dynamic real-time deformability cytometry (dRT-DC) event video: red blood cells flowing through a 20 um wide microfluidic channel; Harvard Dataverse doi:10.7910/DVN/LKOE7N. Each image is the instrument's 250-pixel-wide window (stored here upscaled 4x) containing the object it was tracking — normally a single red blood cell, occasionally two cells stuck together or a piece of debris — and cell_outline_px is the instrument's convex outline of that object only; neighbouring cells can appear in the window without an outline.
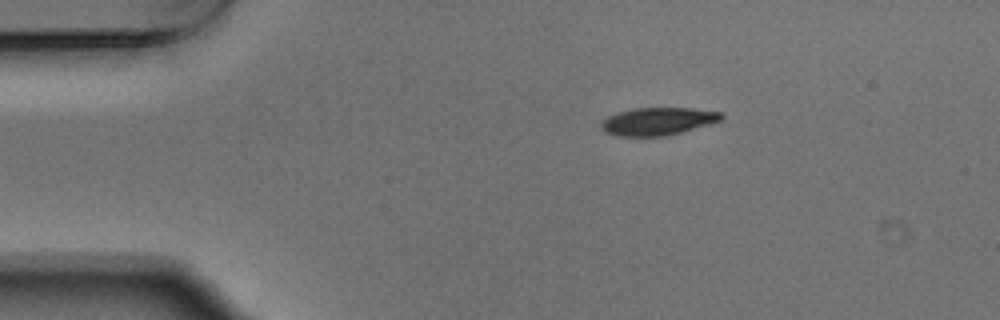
{"species": "Egyptian fruit bat (a non-hibernating species)", "species_latin": "Rousettus aegyptiacus", "temperature_condition": "warm", "stored_images_in_passage": 45, "camera_frame_rate_fps": 3000, "um_per_image_px": 0.085, "animal": {"sex": "male"}, "frame": {"image": 1, "passage_image": 1, "time_ms": 0.0, "image_size_px": [1000, 320], "cell_outline_px": [[724, 116], [720, 120], [708, 124], [680, 132], [664, 136], [616, 136], [604, 132], [600, 128], [600, 120], [616, 112], [632, 108], [692, 108], [720, 112]], "centroid_in_image_um": [55.82, 10.31], "position_along_channel_um": 29.2, "area_um2": 19.42}}
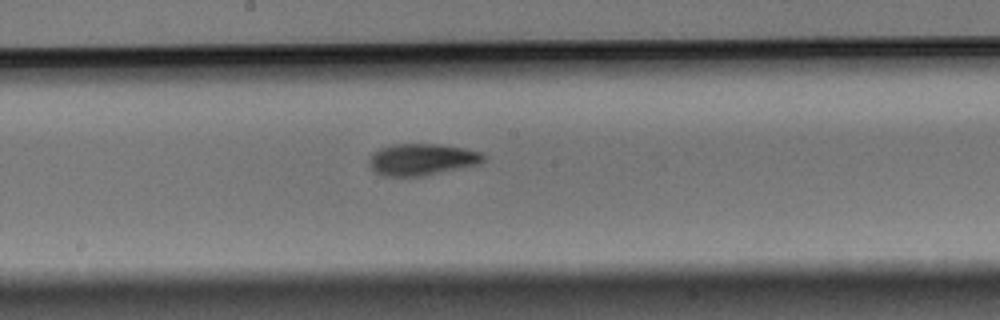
{"frame": {"image": 2, "passage_image": 20, "time_ms": 6.333, "image_size_px": [1000, 320], "cell_outline_px": [[484, 160], [480, 164], [424, 176], [380, 176], [368, 164], [368, 160], [380, 148], [392, 144], [436, 144], [464, 148], [480, 152], [484, 156]], "centroid_in_image_um": [35.86, 13.56], "position_along_channel_um": 212.3, "area_um2": 21.04}}
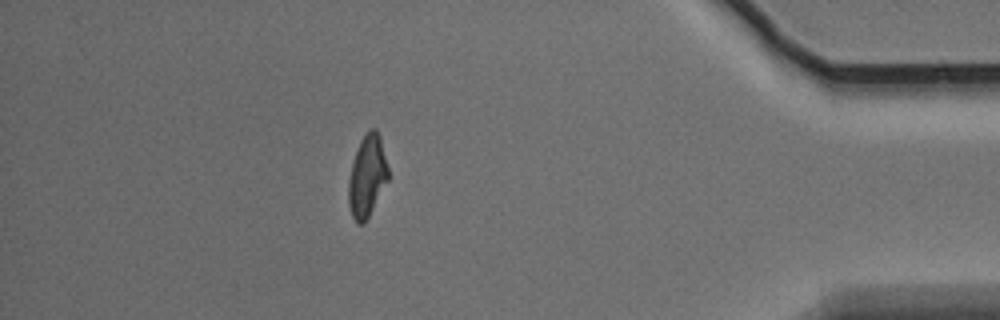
{"frame": {"image": 3, "passage_image": 39, "time_ms": 12.667, "image_size_px": [1000, 320], "cell_outline_px": [[388, 180], [364, 224], [360, 224], [352, 216], [348, 204], [348, 180], [352, 164], [360, 140], [372, 128], [376, 128], [380, 136], [388, 168]], "centroid_in_image_um": [31.2, 14.97], "position_along_channel_um": 404.0, "area_um2": 18.61}, "authors_computed_cell_mechanics": {"area_um2": 20.1722, "velocity_mm_per_s": 3.7256, "shape_relaxation_time_tau1_ms": 2.9352, "shape_relaxation_time_tau2_ms": 3.5487, "deformation_change_tau1": 0.14, "deformation_change_tau2": 0.0949}}